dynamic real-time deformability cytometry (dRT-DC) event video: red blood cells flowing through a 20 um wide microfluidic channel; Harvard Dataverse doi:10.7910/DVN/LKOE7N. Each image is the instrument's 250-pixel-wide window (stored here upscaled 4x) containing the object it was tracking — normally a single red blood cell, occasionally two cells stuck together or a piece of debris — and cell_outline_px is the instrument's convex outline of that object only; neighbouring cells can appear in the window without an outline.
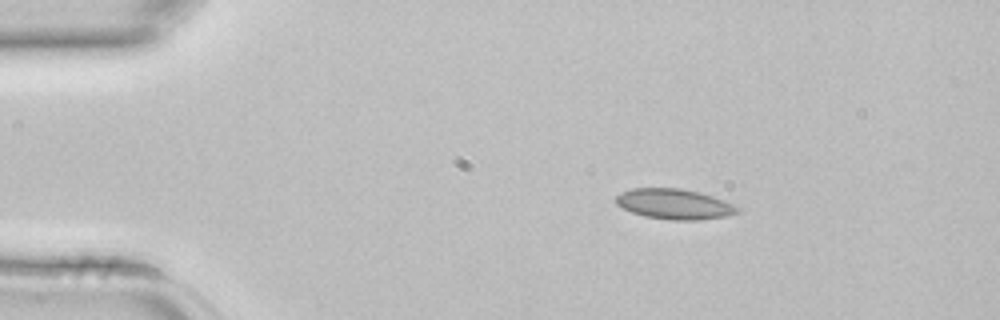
{"species": "common noctule bat (a hibernating species)", "species_latin": "Nyctalus noctula", "temperature_condition": "room temperature", "stored_images_in_passage": 2, "camera_frame_rate_fps": 3000, "um_per_image_px": 0.085, "animal": {"sex": "female", "body_mass_g": 22.7, "forearm_length_mm": 54.2}, "frame": {"image": 1, "passage_image": 1, "time_ms": 0.0, "image_size_px": [1000, 320], "cell_outline_px": [[740, 212], [728, 216], [696, 220], [672, 220], [644, 216], [632, 212], [616, 204], [616, 196], [620, 192], [632, 188], [680, 188], [700, 192], [724, 200], [740, 208]], "centroid_in_image_um": [57.33, 17.34], "position_along_channel_um": 27.7, "area_um2": 21.5}}